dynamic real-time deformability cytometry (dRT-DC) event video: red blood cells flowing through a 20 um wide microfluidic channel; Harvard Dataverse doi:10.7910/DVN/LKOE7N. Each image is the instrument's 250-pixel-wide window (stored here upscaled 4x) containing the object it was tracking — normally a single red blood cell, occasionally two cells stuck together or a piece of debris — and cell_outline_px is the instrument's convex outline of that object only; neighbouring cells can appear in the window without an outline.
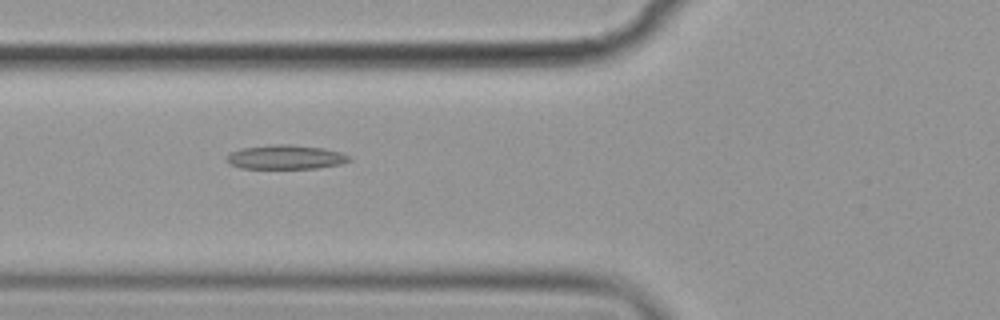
{"species": "common noctule bat (a hibernating species)", "species_latin": "Nyctalus noctula", "temperature_condition": "cold", "stored_images_in_passage": 57, "camera_frame_rate_fps": 3000, "um_per_image_px": 0.085, "animal": {"sex": "female", "body_mass_g": 19.9}, "frame": {"image": 1, "passage_image": 22, "time_ms": 7.0, "image_size_px": [1000, 320], "cell_outline_px": [[352, 160], [340, 164], [316, 168], [240, 168], [228, 164], [224, 160], [228, 152], [240, 148], [276, 144], [288, 144], [324, 148], [340, 152], [352, 156]], "centroid_in_image_um": [24.23, 13.35], "position_along_channel_um": 101.6, "area_um2": 17.51}}
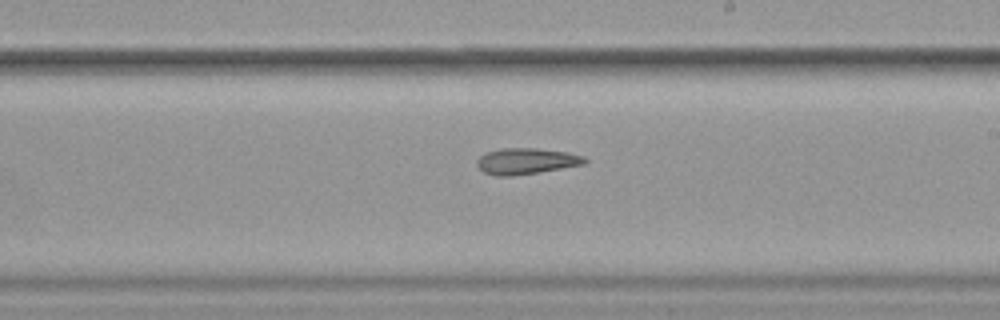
{"frame": {"image": 2, "passage_image": 34, "time_ms": 11.0, "image_size_px": [1000, 320], "cell_outline_px": [[588, 160], [584, 164], [512, 176], [496, 176], [484, 172], [476, 164], [476, 160], [484, 152], [500, 148], [536, 148], [568, 152], [584, 156]], "centroid_in_image_um": [44.69, 13.68], "position_along_channel_um": 244.3, "area_um2": 16.36}}
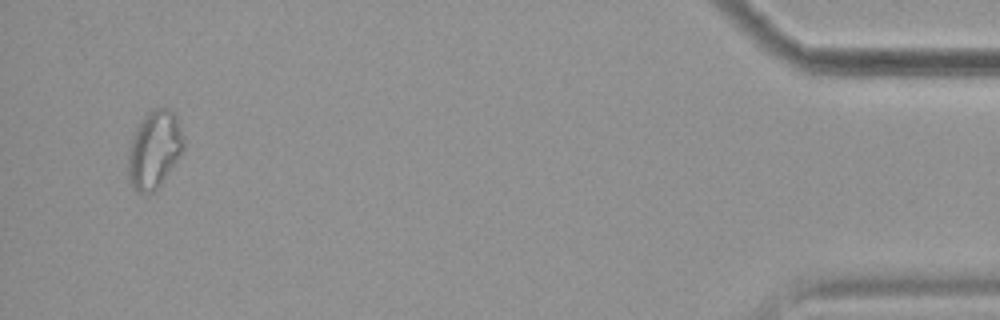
{"frame": {"image": 3, "passage_image": 55, "time_ms": 18.0, "image_size_px": [1000, 320], "cell_outline_px": [[184, 148], [180, 156], [160, 184], [152, 192], [144, 196], [136, 192], [132, 188], [128, 180], [128, 152], [132, 136], [136, 128], [144, 116], [148, 112], [156, 108], [172, 108], [176, 112], [184, 140]], "centroid_in_image_um": [13.11, 12.72], "position_along_channel_um": 422.1, "area_um2": 25.43}}